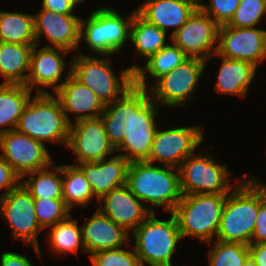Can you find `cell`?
<instances>
[{
	"instance_id": "cell-1",
	"label": "cell",
	"mask_w": 266,
	"mask_h": 266,
	"mask_svg": "<svg viewBox=\"0 0 266 266\" xmlns=\"http://www.w3.org/2000/svg\"><path fill=\"white\" fill-rule=\"evenodd\" d=\"M126 186L142 203H149L147 208L152 213L162 206L166 212H173L183 196L178 168L154 166L147 161L129 163Z\"/></svg>"
},
{
	"instance_id": "cell-2",
	"label": "cell",
	"mask_w": 266,
	"mask_h": 266,
	"mask_svg": "<svg viewBox=\"0 0 266 266\" xmlns=\"http://www.w3.org/2000/svg\"><path fill=\"white\" fill-rule=\"evenodd\" d=\"M226 196L216 240L251 244L259 212V181L247 173Z\"/></svg>"
},
{
	"instance_id": "cell-3",
	"label": "cell",
	"mask_w": 266,
	"mask_h": 266,
	"mask_svg": "<svg viewBox=\"0 0 266 266\" xmlns=\"http://www.w3.org/2000/svg\"><path fill=\"white\" fill-rule=\"evenodd\" d=\"M32 97L19 118L16 130L43 144L52 142L66 147L70 123L59 98L51 93H35Z\"/></svg>"
},
{
	"instance_id": "cell-4",
	"label": "cell",
	"mask_w": 266,
	"mask_h": 266,
	"mask_svg": "<svg viewBox=\"0 0 266 266\" xmlns=\"http://www.w3.org/2000/svg\"><path fill=\"white\" fill-rule=\"evenodd\" d=\"M227 194L200 193L183 195L172 212L181 237L197 238L206 244L216 240Z\"/></svg>"
},
{
	"instance_id": "cell-5",
	"label": "cell",
	"mask_w": 266,
	"mask_h": 266,
	"mask_svg": "<svg viewBox=\"0 0 266 266\" xmlns=\"http://www.w3.org/2000/svg\"><path fill=\"white\" fill-rule=\"evenodd\" d=\"M157 104L151 99L149 91L133 85L130 88V122L126 137L116 148L129 162L146 161L151 151L158 124Z\"/></svg>"
},
{
	"instance_id": "cell-6",
	"label": "cell",
	"mask_w": 266,
	"mask_h": 266,
	"mask_svg": "<svg viewBox=\"0 0 266 266\" xmlns=\"http://www.w3.org/2000/svg\"><path fill=\"white\" fill-rule=\"evenodd\" d=\"M168 220H160L151 213L130 234L135 238L134 251L140 265L173 266L172 256L182 240L176 217L171 212Z\"/></svg>"
},
{
	"instance_id": "cell-7",
	"label": "cell",
	"mask_w": 266,
	"mask_h": 266,
	"mask_svg": "<svg viewBox=\"0 0 266 266\" xmlns=\"http://www.w3.org/2000/svg\"><path fill=\"white\" fill-rule=\"evenodd\" d=\"M70 60L71 75L90 88L104 105L120 98L134 85V72L130 68L120 71V78L114 73L111 61L88 54H76Z\"/></svg>"
},
{
	"instance_id": "cell-8",
	"label": "cell",
	"mask_w": 266,
	"mask_h": 266,
	"mask_svg": "<svg viewBox=\"0 0 266 266\" xmlns=\"http://www.w3.org/2000/svg\"><path fill=\"white\" fill-rule=\"evenodd\" d=\"M136 9L125 19L116 10L99 7L86 20L81 18L80 41L95 54L111 56L122 50L130 40V26Z\"/></svg>"
},
{
	"instance_id": "cell-9",
	"label": "cell",
	"mask_w": 266,
	"mask_h": 266,
	"mask_svg": "<svg viewBox=\"0 0 266 266\" xmlns=\"http://www.w3.org/2000/svg\"><path fill=\"white\" fill-rule=\"evenodd\" d=\"M201 153V155H200ZM194 152L178 167L182 195L216 193L228 194L231 172L226 164H220L209 154Z\"/></svg>"
},
{
	"instance_id": "cell-10",
	"label": "cell",
	"mask_w": 266,
	"mask_h": 266,
	"mask_svg": "<svg viewBox=\"0 0 266 266\" xmlns=\"http://www.w3.org/2000/svg\"><path fill=\"white\" fill-rule=\"evenodd\" d=\"M0 215L10 224L13 239L33 247L41 258L38 232L43 229L36 217L34 198L21 182L0 197Z\"/></svg>"
},
{
	"instance_id": "cell-11",
	"label": "cell",
	"mask_w": 266,
	"mask_h": 266,
	"mask_svg": "<svg viewBox=\"0 0 266 266\" xmlns=\"http://www.w3.org/2000/svg\"><path fill=\"white\" fill-rule=\"evenodd\" d=\"M206 61L199 58H188L154 84L149 86L151 99L163 107H180L190 101L197 90L199 79L205 70Z\"/></svg>"
},
{
	"instance_id": "cell-12",
	"label": "cell",
	"mask_w": 266,
	"mask_h": 266,
	"mask_svg": "<svg viewBox=\"0 0 266 266\" xmlns=\"http://www.w3.org/2000/svg\"><path fill=\"white\" fill-rule=\"evenodd\" d=\"M200 125L157 129L147 162L178 168L204 141Z\"/></svg>"
},
{
	"instance_id": "cell-13",
	"label": "cell",
	"mask_w": 266,
	"mask_h": 266,
	"mask_svg": "<svg viewBox=\"0 0 266 266\" xmlns=\"http://www.w3.org/2000/svg\"><path fill=\"white\" fill-rule=\"evenodd\" d=\"M0 156L22 177L53 162L47 146L16 129L0 133Z\"/></svg>"
},
{
	"instance_id": "cell-14",
	"label": "cell",
	"mask_w": 266,
	"mask_h": 266,
	"mask_svg": "<svg viewBox=\"0 0 266 266\" xmlns=\"http://www.w3.org/2000/svg\"><path fill=\"white\" fill-rule=\"evenodd\" d=\"M219 25L199 7L170 37L189 58L212 59L217 50Z\"/></svg>"
},
{
	"instance_id": "cell-15",
	"label": "cell",
	"mask_w": 266,
	"mask_h": 266,
	"mask_svg": "<svg viewBox=\"0 0 266 266\" xmlns=\"http://www.w3.org/2000/svg\"><path fill=\"white\" fill-rule=\"evenodd\" d=\"M217 50L213 56L261 64L266 59V30L255 27L218 28Z\"/></svg>"
},
{
	"instance_id": "cell-16",
	"label": "cell",
	"mask_w": 266,
	"mask_h": 266,
	"mask_svg": "<svg viewBox=\"0 0 266 266\" xmlns=\"http://www.w3.org/2000/svg\"><path fill=\"white\" fill-rule=\"evenodd\" d=\"M66 148L77 156L76 164L108 159V155L116 152L101 117L72 122Z\"/></svg>"
},
{
	"instance_id": "cell-17",
	"label": "cell",
	"mask_w": 266,
	"mask_h": 266,
	"mask_svg": "<svg viewBox=\"0 0 266 266\" xmlns=\"http://www.w3.org/2000/svg\"><path fill=\"white\" fill-rule=\"evenodd\" d=\"M38 46L36 44L32 48L26 86L31 91L36 89L35 93H50L43 88L51 87L55 93L71 75V65H69V71L62 81V74L67 67L64 57L70 51L58 47L38 48Z\"/></svg>"
},
{
	"instance_id": "cell-18",
	"label": "cell",
	"mask_w": 266,
	"mask_h": 266,
	"mask_svg": "<svg viewBox=\"0 0 266 266\" xmlns=\"http://www.w3.org/2000/svg\"><path fill=\"white\" fill-rule=\"evenodd\" d=\"M34 17V32L37 44L45 35L49 45L68 51L80 50L81 18L74 14H61L47 9H41ZM41 38V39H40Z\"/></svg>"
},
{
	"instance_id": "cell-19",
	"label": "cell",
	"mask_w": 266,
	"mask_h": 266,
	"mask_svg": "<svg viewBox=\"0 0 266 266\" xmlns=\"http://www.w3.org/2000/svg\"><path fill=\"white\" fill-rule=\"evenodd\" d=\"M98 203L97 209L128 233L152 213L126 185L103 195Z\"/></svg>"
},
{
	"instance_id": "cell-20",
	"label": "cell",
	"mask_w": 266,
	"mask_h": 266,
	"mask_svg": "<svg viewBox=\"0 0 266 266\" xmlns=\"http://www.w3.org/2000/svg\"><path fill=\"white\" fill-rule=\"evenodd\" d=\"M129 161L122 155L96 162H85L76 165L90 183L94 196L98 200L111 190L126 185Z\"/></svg>"
},
{
	"instance_id": "cell-21",
	"label": "cell",
	"mask_w": 266,
	"mask_h": 266,
	"mask_svg": "<svg viewBox=\"0 0 266 266\" xmlns=\"http://www.w3.org/2000/svg\"><path fill=\"white\" fill-rule=\"evenodd\" d=\"M84 223L81 226L82 242L85 253L89 256L102 250L117 249L127 244L129 246V233L98 209Z\"/></svg>"
},
{
	"instance_id": "cell-22",
	"label": "cell",
	"mask_w": 266,
	"mask_h": 266,
	"mask_svg": "<svg viewBox=\"0 0 266 266\" xmlns=\"http://www.w3.org/2000/svg\"><path fill=\"white\" fill-rule=\"evenodd\" d=\"M54 94L59 98L64 115L70 124L82 119L99 118L105 109L97 95L72 75ZM69 112L74 113L75 121L69 119Z\"/></svg>"
},
{
	"instance_id": "cell-23",
	"label": "cell",
	"mask_w": 266,
	"mask_h": 266,
	"mask_svg": "<svg viewBox=\"0 0 266 266\" xmlns=\"http://www.w3.org/2000/svg\"><path fill=\"white\" fill-rule=\"evenodd\" d=\"M198 7L188 0H147L136 8L137 13L147 22L156 25L166 33L174 28L175 33Z\"/></svg>"
},
{
	"instance_id": "cell-24",
	"label": "cell",
	"mask_w": 266,
	"mask_h": 266,
	"mask_svg": "<svg viewBox=\"0 0 266 266\" xmlns=\"http://www.w3.org/2000/svg\"><path fill=\"white\" fill-rule=\"evenodd\" d=\"M221 58L222 63L217 74L215 91L219 94L244 97L255 77L257 66L243 60Z\"/></svg>"
},
{
	"instance_id": "cell-25",
	"label": "cell",
	"mask_w": 266,
	"mask_h": 266,
	"mask_svg": "<svg viewBox=\"0 0 266 266\" xmlns=\"http://www.w3.org/2000/svg\"><path fill=\"white\" fill-rule=\"evenodd\" d=\"M189 57L173 43L167 44L157 53L150 56L145 65L140 67L136 63L129 67L134 72V85L138 88L148 90L146 82V72L155 82L174 70L177 66L181 65Z\"/></svg>"
},
{
	"instance_id": "cell-26",
	"label": "cell",
	"mask_w": 266,
	"mask_h": 266,
	"mask_svg": "<svg viewBox=\"0 0 266 266\" xmlns=\"http://www.w3.org/2000/svg\"><path fill=\"white\" fill-rule=\"evenodd\" d=\"M33 46L0 42V75L5 80L2 83L26 85Z\"/></svg>"
},
{
	"instance_id": "cell-27",
	"label": "cell",
	"mask_w": 266,
	"mask_h": 266,
	"mask_svg": "<svg viewBox=\"0 0 266 266\" xmlns=\"http://www.w3.org/2000/svg\"><path fill=\"white\" fill-rule=\"evenodd\" d=\"M31 97L32 91L25 84H0V133L16 129Z\"/></svg>"
},
{
	"instance_id": "cell-28",
	"label": "cell",
	"mask_w": 266,
	"mask_h": 266,
	"mask_svg": "<svg viewBox=\"0 0 266 266\" xmlns=\"http://www.w3.org/2000/svg\"><path fill=\"white\" fill-rule=\"evenodd\" d=\"M167 33L154 24L147 22L137 12L130 26V41L134 44L139 57L146 60L168 43Z\"/></svg>"
},
{
	"instance_id": "cell-29",
	"label": "cell",
	"mask_w": 266,
	"mask_h": 266,
	"mask_svg": "<svg viewBox=\"0 0 266 266\" xmlns=\"http://www.w3.org/2000/svg\"><path fill=\"white\" fill-rule=\"evenodd\" d=\"M0 42L36 45L33 14L0 10Z\"/></svg>"
},
{
	"instance_id": "cell-30",
	"label": "cell",
	"mask_w": 266,
	"mask_h": 266,
	"mask_svg": "<svg viewBox=\"0 0 266 266\" xmlns=\"http://www.w3.org/2000/svg\"><path fill=\"white\" fill-rule=\"evenodd\" d=\"M110 143L116 149L126 137L130 122V88L117 100L105 105L101 114Z\"/></svg>"
},
{
	"instance_id": "cell-31",
	"label": "cell",
	"mask_w": 266,
	"mask_h": 266,
	"mask_svg": "<svg viewBox=\"0 0 266 266\" xmlns=\"http://www.w3.org/2000/svg\"><path fill=\"white\" fill-rule=\"evenodd\" d=\"M27 175L29 178L21 180V183L34 199L63 198L62 165L54 166L52 163L45 169L26 173L21 179Z\"/></svg>"
},
{
	"instance_id": "cell-32",
	"label": "cell",
	"mask_w": 266,
	"mask_h": 266,
	"mask_svg": "<svg viewBox=\"0 0 266 266\" xmlns=\"http://www.w3.org/2000/svg\"><path fill=\"white\" fill-rule=\"evenodd\" d=\"M62 196L70 210L78 205L84 208L96 198L83 172L74 164L62 165Z\"/></svg>"
},
{
	"instance_id": "cell-33",
	"label": "cell",
	"mask_w": 266,
	"mask_h": 266,
	"mask_svg": "<svg viewBox=\"0 0 266 266\" xmlns=\"http://www.w3.org/2000/svg\"><path fill=\"white\" fill-rule=\"evenodd\" d=\"M48 228H50L48 241L53 253L60 255L77 253L80 247L82 252H85L81 226L71 215Z\"/></svg>"
},
{
	"instance_id": "cell-34",
	"label": "cell",
	"mask_w": 266,
	"mask_h": 266,
	"mask_svg": "<svg viewBox=\"0 0 266 266\" xmlns=\"http://www.w3.org/2000/svg\"><path fill=\"white\" fill-rule=\"evenodd\" d=\"M213 242V247L208 251L209 266H244L249 257L247 245L219 240Z\"/></svg>"
},
{
	"instance_id": "cell-35",
	"label": "cell",
	"mask_w": 266,
	"mask_h": 266,
	"mask_svg": "<svg viewBox=\"0 0 266 266\" xmlns=\"http://www.w3.org/2000/svg\"><path fill=\"white\" fill-rule=\"evenodd\" d=\"M34 206L38 223L43 230L65 220L71 211L63 198L34 199Z\"/></svg>"
},
{
	"instance_id": "cell-36",
	"label": "cell",
	"mask_w": 266,
	"mask_h": 266,
	"mask_svg": "<svg viewBox=\"0 0 266 266\" xmlns=\"http://www.w3.org/2000/svg\"><path fill=\"white\" fill-rule=\"evenodd\" d=\"M266 14V0H240L239 6L226 26L257 27Z\"/></svg>"
},
{
	"instance_id": "cell-37",
	"label": "cell",
	"mask_w": 266,
	"mask_h": 266,
	"mask_svg": "<svg viewBox=\"0 0 266 266\" xmlns=\"http://www.w3.org/2000/svg\"><path fill=\"white\" fill-rule=\"evenodd\" d=\"M89 257L92 266H140L134 249L127 250V247L98 251Z\"/></svg>"
},
{
	"instance_id": "cell-38",
	"label": "cell",
	"mask_w": 266,
	"mask_h": 266,
	"mask_svg": "<svg viewBox=\"0 0 266 266\" xmlns=\"http://www.w3.org/2000/svg\"><path fill=\"white\" fill-rule=\"evenodd\" d=\"M239 3L240 0H210L209 4L202 3L199 8L221 26L230 21Z\"/></svg>"
},
{
	"instance_id": "cell-39",
	"label": "cell",
	"mask_w": 266,
	"mask_h": 266,
	"mask_svg": "<svg viewBox=\"0 0 266 266\" xmlns=\"http://www.w3.org/2000/svg\"><path fill=\"white\" fill-rule=\"evenodd\" d=\"M251 243H266V187L259 182V212Z\"/></svg>"
},
{
	"instance_id": "cell-40",
	"label": "cell",
	"mask_w": 266,
	"mask_h": 266,
	"mask_svg": "<svg viewBox=\"0 0 266 266\" xmlns=\"http://www.w3.org/2000/svg\"><path fill=\"white\" fill-rule=\"evenodd\" d=\"M21 177L13 168L0 156V190L6 189L5 193H0V197L15 188L21 181Z\"/></svg>"
},
{
	"instance_id": "cell-41",
	"label": "cell",
	"mask_w": 266,
	"mask_h": 266,
	"mask_svg": "<svg viewBox=\"0 0 266 266\" xmlns=\"http://www.w3.org/2000/svg\"><path fill=\"white\" fill-rule=\"evenodd\" d=\"M76 5L72 0H42V8L61 14H73Z\"/></svg>"
},
{
	"instance_id": "cell-42",
	"label": "cell",
	"mask_w": 266,
	"mask_h": 266,
	"mask_svg": "<svg viewBox=\"0 0 266 266\" xmlns=\"http://www.w3.org/2000/svg\"><path fill=\"white\" fill-rule=\"evenodd\" d=\"M0 266H34L29 258L15 252H3L0 256Z\"/></svg>"
},
{
	"instance_id": "cell-43",
	"label": "cell",
	"mask_w": 266,
	"mask_h": 266,
	"mask_svg": "<svg viewBox=\"0 0 266 266\" xmlns=\"http://www.w3.org/2000/svg\"><path fill=\"white\" fill-rule=\"evenodd\" d=\"M249 256L258 266H266V243H251L248 245Z\"/></svg>"
},
{
	"instance_id": "cell-44",
	"label": "cell",
	"mask_w": 266,
	"mask_h": 266,
	"mask_svg": "<svg viewBox=\"0 0 266 266\" xmlns=\"http://www.w3.org/2000/svg\"><path fill=\"white\" fill-rule=\"evenodd\" d=\"M244 266H258L256 262L250 258V256L247 258V260L244 263Z\"/></svg>"
},
{
	"instance_id": "cell-45",
	"label": "cell",
	"mask_w": 266,
	"mask_h": 266,
	"mask_svg": "<svg viewBox=\"0 0 266 266\" xmlns=\"http://www.w3.org/2000/svg\"><path fill=\"white\" fill-rule=\"evenodd\" d=\"M193 2L197 7H200V5L202 4L203 0H188ZM202 1V2H201ZM205 1V0H204Z\"/></svg>"
},
{
	"instance_id": "cell-46",
	"label": "cell",
	"mask_w": 266,
	"mask_h": 266,
	"mask_svg": "<svg viewBox=\"0 0 266 266\" xmlns=\"http://www.w3.org/2000/svg\"><path fill=\"white\" fill-rule=\"evenodd\" d=\"M84 1H86V0H72V2H73L76 6H78L79 4H81V3L84 2Z\"/></svg>"
},
{
	"instance_id": "cell-47",
	"label": "cell",
	"mask_w": 266,
	"mask_h": 266,
	"mask_svg": "<svg viewBox=\"0 0 266 266\" xmlns=\"http://www.w3.org/2000/svg\"><path fill=\"white\" fill-rule=\"evenodd\" d=\"M263 186H265L266 187V184H264V183H262L260 180H258Z\"/></svg>"
}]
</instances>
